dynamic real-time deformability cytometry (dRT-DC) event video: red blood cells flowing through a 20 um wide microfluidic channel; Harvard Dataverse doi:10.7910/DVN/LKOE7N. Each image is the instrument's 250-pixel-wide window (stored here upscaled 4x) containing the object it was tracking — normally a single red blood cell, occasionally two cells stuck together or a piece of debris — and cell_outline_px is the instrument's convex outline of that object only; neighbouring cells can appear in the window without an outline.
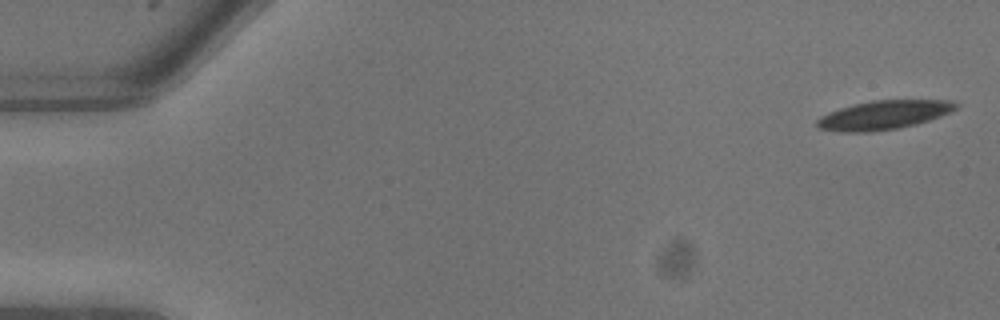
{"species": "common noctule bat (a hibernating species)", "species_latin": "Nyctalus noctula", "temperature_condition": "warm", "stored_images_in_passage": 10, "camera_frame_rate_fps": 3000, "um_per_image_px": 0.085, "animal": {"sex": "male", "body_mass_g": 13.3}, "frame": {"image": 1, "passage_image": 1, "time_ms": 0.0, "image_size_px": [1000, 320], "cell_outline_px": [[960, 104], [952, 112], [916, 124], [900, 128], [872, 132], [836, 132], [816, 128], [816, 120], [820, 116], [840, 108], [872, 100], [952, 100]], "centroid_in_image_um": [75.11, 9.78], "position_along_channel_um": 9.9, "area_um2": 23.58}}
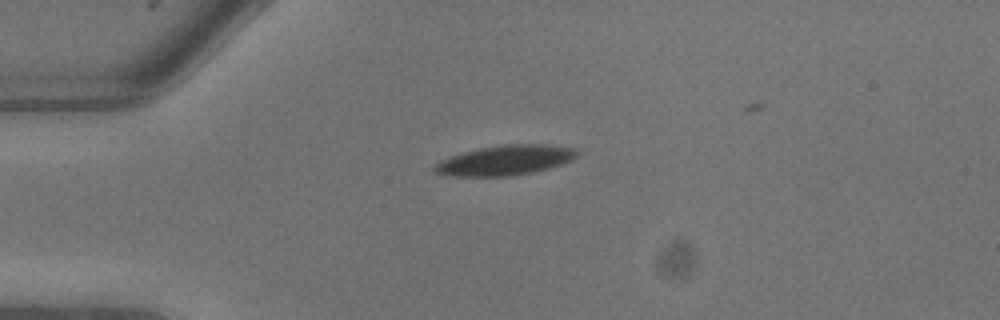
{"frame": {"image": 2, "passage_image": 6, "time_ms": 1.667, "image_size_px": [1000, 320], "cell_outline_px": [[580, 152], [572, 160], [548, 168], [532, 172], [508, 176], [444, 176], [436, 172], [432, 168], [440, 160], [464, 152], [480, 148], [504, 144], [548, 144], [576, 148]], "centroid_in_image_um": [42.95, 13.61], "position_along_channel_um": 42.0, "area_um2": 24.8}}
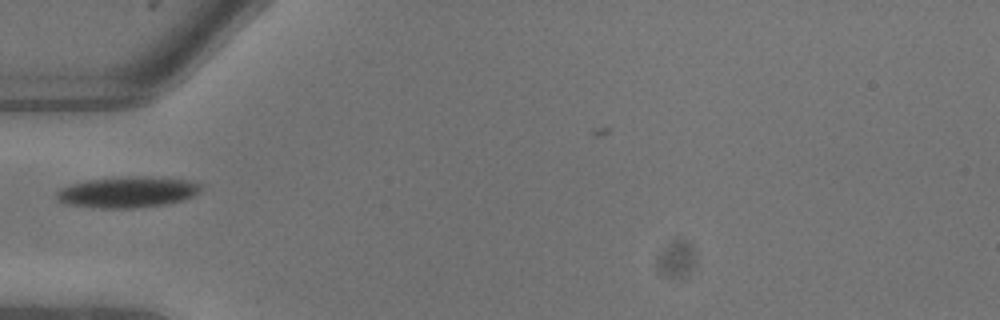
{"frame": {"image": 3, "passage_image": 8, "time_ms": 2.333, "image_size_px": [1000, 320], "cell_outline_px": [[200, 192], [184, 200], [168, 204], [136, 208], [92, 208], [64, 204], [56, 200], [56, 192], [60, 188], [68, 184], [88, 180], [144, 176], [188, 180], [200, 184]], "centroid_in_image_um": [10.79, 16.35], "position_along_channel_um": 74.2, "area_um2": 26.18}}